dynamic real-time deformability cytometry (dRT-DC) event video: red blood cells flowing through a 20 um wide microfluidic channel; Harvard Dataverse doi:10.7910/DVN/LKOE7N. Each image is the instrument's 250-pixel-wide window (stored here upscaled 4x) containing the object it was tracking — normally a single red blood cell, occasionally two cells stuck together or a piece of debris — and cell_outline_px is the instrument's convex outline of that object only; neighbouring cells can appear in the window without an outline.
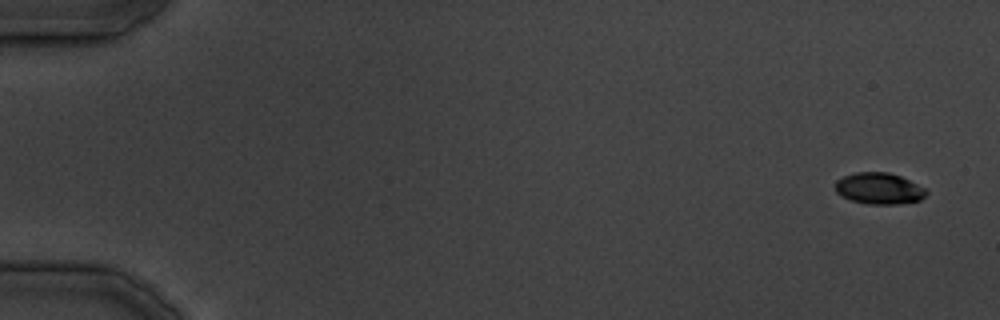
{"species": "common noctule bat (a hibernating species)", "species_latin": "Nyctalus noctula", "temperature_condition": "cold", "stored_images_in_passage": 10, "camera_frame_rate_fps": 3000, "um_per_image_px": 0.085, "animal": {"sex": "male", "body_mass_g": 19.5, "forearm_length_mm": 54.6}, "frame": {"image": 1, "passage_image": 1, "time_ms": 0.0, "image_size_px": [1000, 320], "cell_outline_px": [[928, 192], [920, 200], [900, 204], [868, 204], [852, 200], [840, 196], [836, 192], [836, 180], [844, 176], [856, 172], [888, 172], [900, 176], [924, 188]], "centroid_in_image_um": [74.7, 16.02], "position_along_channel_um": 10.3, "area_um2": 16.53}}